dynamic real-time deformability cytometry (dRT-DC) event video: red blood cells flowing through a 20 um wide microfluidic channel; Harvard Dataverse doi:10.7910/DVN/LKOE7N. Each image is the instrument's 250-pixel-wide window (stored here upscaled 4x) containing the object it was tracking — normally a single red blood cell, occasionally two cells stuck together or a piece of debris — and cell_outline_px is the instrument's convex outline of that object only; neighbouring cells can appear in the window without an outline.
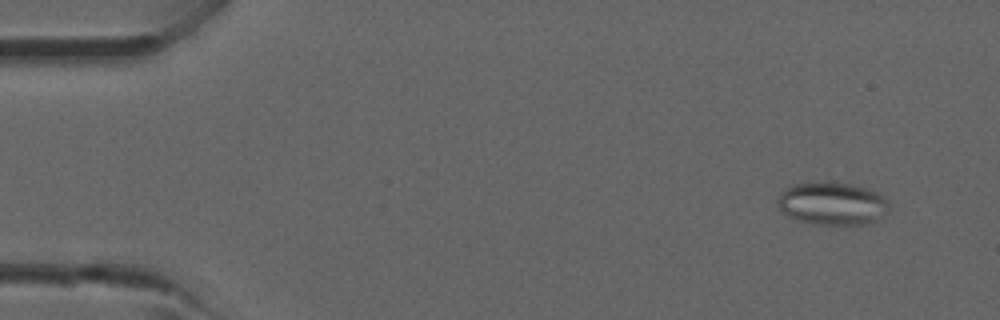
{"species": "common noctule bat (a hibernating species)", "species_latin": "Nyctalus noctula", "temperature_condition": "room temperature", "stored_images_in_passage": 4, "camera_frame_rate_fps": 3000, "um_per_image_px": 0.085, "animal": {"sex": "male", "forearm_length_mm": 52.5}, "frame": {"image": 1, "passage_image": 1, "time_ms": 0.0, "image_size_px": [1000, 320], "cell_outline_px": [[888, 208], [884, 212], [872, 220], [864, 224], [812, 224], [788, 216], [780, 208], [776, 200], [780, 192], [784, 188], [792, 184], [848, 184], [864, 188], [876, 192], [888, 204]], "centroid_in_image_um": [70.64, 17.32], "position_along_channel_um": 14.4, "area_um2": 26.59}}